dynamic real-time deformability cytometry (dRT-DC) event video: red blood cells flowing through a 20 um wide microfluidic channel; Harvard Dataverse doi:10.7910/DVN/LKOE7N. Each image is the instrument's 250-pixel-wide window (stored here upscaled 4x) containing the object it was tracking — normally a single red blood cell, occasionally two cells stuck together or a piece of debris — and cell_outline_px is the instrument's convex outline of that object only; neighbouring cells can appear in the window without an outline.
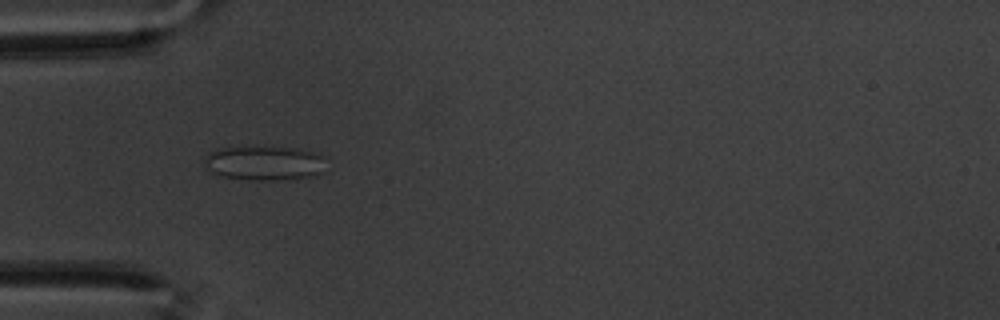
{"species": "common noctule bat (a hibernating species)", "species_latin": "Nyctalus noctula", "temperature_condition": "warm", "stored_images_in_passage": 55, "segment_of_instrument_passage": [1, 2], "camera_frame_rate_fps": 3000, "um_per_image_px": 0.085, "animal": {"sex": "male", "body_mass_g": 20.1, "forearm_length_mm": 53.5}, "frame": {"image": 1, "passage_image": 16, "time_ms": 5.0, "image_size_px": [1000, 320], "cell_outline_px": [[324, 172], [316, 176], [296, 180], [252, 180], [224, 176], [212, 172], [208, 168], [204, 160], [208, 152], [216, 148], [296, 148], [312, 152], [320, 156]], "centroid_in_image_um": [22.48, 13.9], "position_along_channel_um": 62.5, "area_um2": 24.04}}
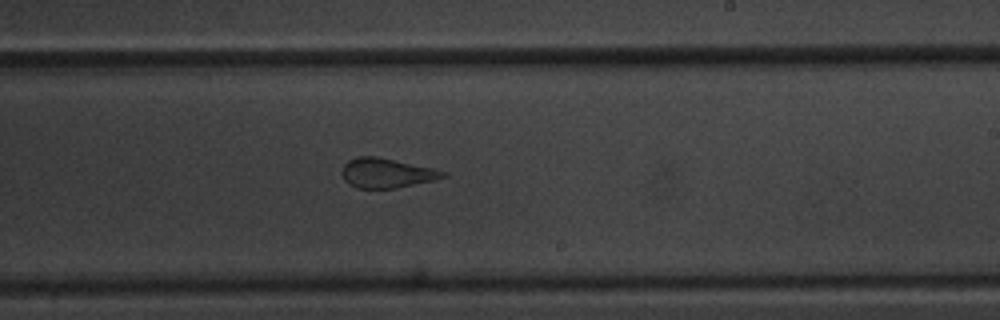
{"frame": {"image": 2, "passage_image": 33, "time_ms": 10.667, "image_size_px": [1000, 320], "cell_outline_px": [[448, 176], [432, 180], [396, 188], [356, 188], [348, 184], [344, 180], [340, 172], [344, 164], [348, 160], [356, 156], [376, 156], [432, 168], [448, 172]], "centroid_in_image_um": [32.81, 14.7], "position_along_channel_um": 256.2, "area_um2": 17.46}}
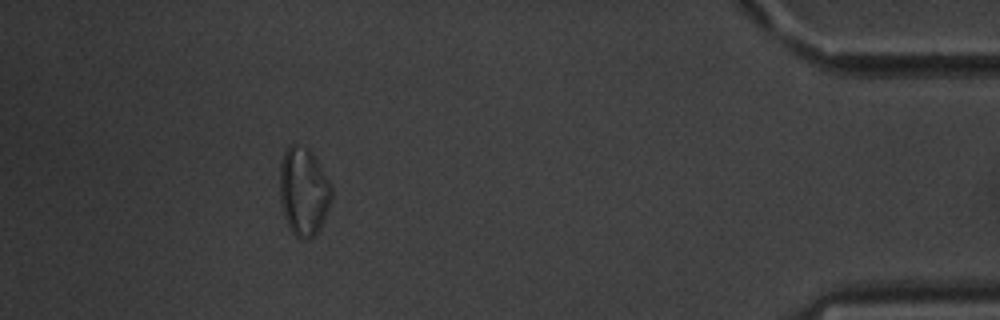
{"frame": {"image": 3, "passage_image": 51, "time_ms": 16.667, "image_size_px": [1000, 320], "cell_outline_px": [[332, 196], [328, 208], [320, 228], [312, 236], [304, 240], [296, 236], [292, 232], [284, 216], [280, 204], [280, 164], [284, 152], [292, 144], [296, 144], [308, 148], [312, 152], [332, 184]], "centroid_in_image_um": [25.81, 16.26], "position_along_channel_um": 409.4, "area_um2": 26.59}}